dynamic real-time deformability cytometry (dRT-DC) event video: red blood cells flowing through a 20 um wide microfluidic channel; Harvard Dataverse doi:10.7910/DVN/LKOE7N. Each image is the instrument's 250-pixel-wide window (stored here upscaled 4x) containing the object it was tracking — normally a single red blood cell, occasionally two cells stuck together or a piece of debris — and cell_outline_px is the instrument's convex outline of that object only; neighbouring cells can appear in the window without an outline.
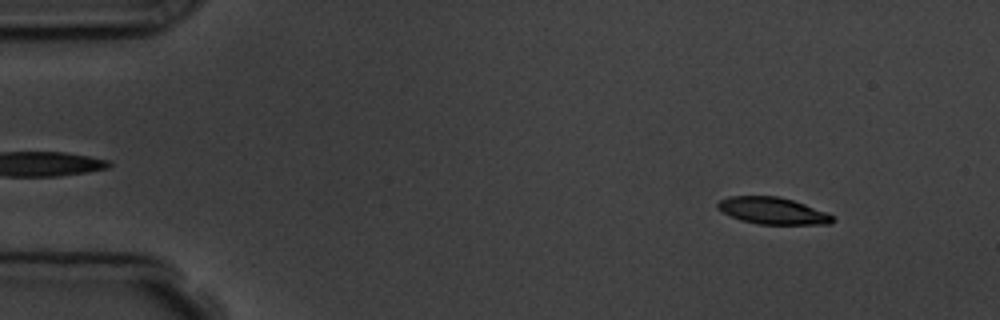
{"species": "common noctule bat (a hibernating species)", "species_latin": "Nyctalus noctula", "temperature_condition": "room temperature", "stored_images_in_passage": 5, "segment_of_instrument_passage": [1, 2], "camera_frame_rate_fps": 3000, "um_per_image_px": 0.085, "animal": {"sex": "male", "body_mass_g": 19.5, "forearm_length_mm": 54.6}, "frame": {"image": 1, "passage_image": 1, "time_ms": 0.0, "image_size_px": [1000, 320], "cell_outline_px": [[836, 220], [832, 224], [760, 224], [740, 220], [716, 208], [716, 204], [720, 200], [728, 196], [776, 196], [792, 200], [828, 212], [836, 216]], "centroid_in_image_um": [65.72, 17.92], "position_along_channel_um": 19.3, "area_um2": 18.03}}
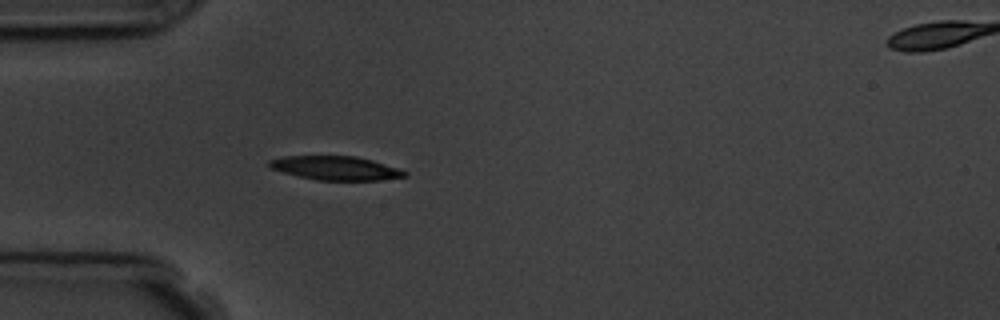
{"frame": {"image": 2, "passage_image": 4, "time_ms": 3.333, "image_size_px": [1000, 320], "cell_outline_px": [[408, 176], [380, 180], [316, 180], [268, 168], [268, 160], [284, 156], [356, 156], [372, 160], [400, 168], [408, 172]], "centroid_in_image_um": [28.56, 14.28], "position_along_channel_um": 56.4, "area_um2": 18.9}}